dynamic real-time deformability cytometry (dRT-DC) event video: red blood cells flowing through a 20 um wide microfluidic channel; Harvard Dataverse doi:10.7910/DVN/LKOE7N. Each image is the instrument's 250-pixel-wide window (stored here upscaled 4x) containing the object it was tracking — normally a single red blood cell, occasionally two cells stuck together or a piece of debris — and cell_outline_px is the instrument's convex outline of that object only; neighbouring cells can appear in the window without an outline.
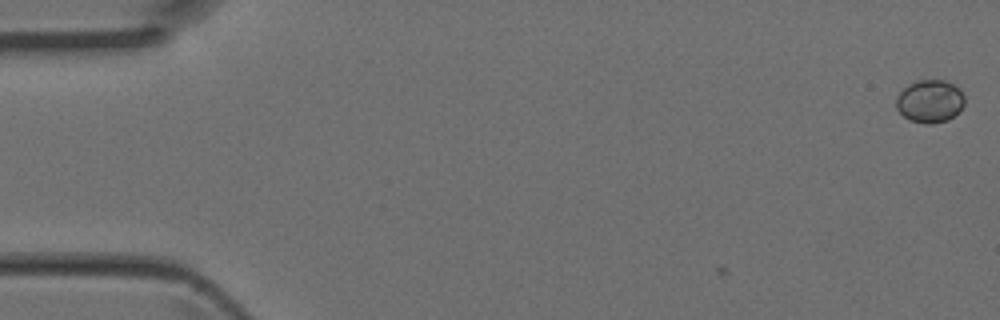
{"species": "Egyptian fruit bat (a non-hibernating species)", "species_latin": "Rousettus aegyptiacus", "temperature_condition": "room temperature", "stored_images_in_passage": 4, "camera_frame_rate_fps": 3000, "um_per_image_px": 0.085, "animal": {"sex": "female"}, "frame": {"image": 1, "passage_image": 1, "time_ms": 0.0, "image_size_px": [1000, 320], "cell_outline_px": [[964, 104], [960, 112], [948, 120], [932, 124], [924, 124], [912, 120], [904, 116], [896, 108], [896, 96], [908, 84], [916, 80], [944, 80], [960, 88], [964, 96]], "centroid_in_image_um": [79.06, 8.6], "position_along_channel_um": 5.9, "area_um2": 17.22}}